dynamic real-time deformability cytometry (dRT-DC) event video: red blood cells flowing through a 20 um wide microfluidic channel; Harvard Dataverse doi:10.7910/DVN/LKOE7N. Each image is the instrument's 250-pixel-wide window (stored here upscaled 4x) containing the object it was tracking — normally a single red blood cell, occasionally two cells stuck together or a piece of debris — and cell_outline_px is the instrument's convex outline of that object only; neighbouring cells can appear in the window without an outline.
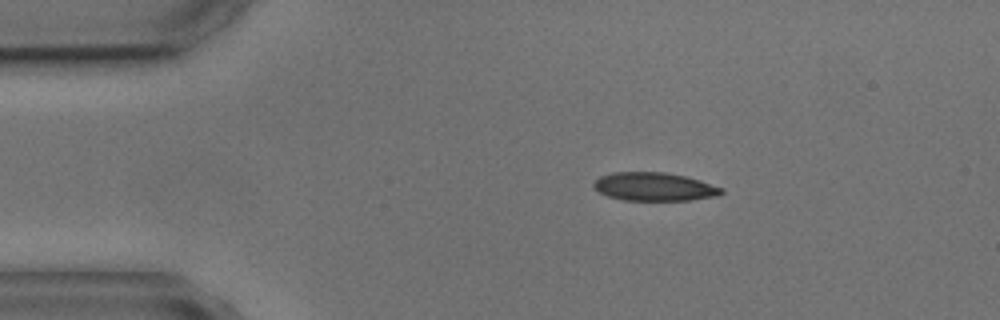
{"species": "common noctule bat (a hibernating species)", "species_latin": "Nyctalus noctula", "temperature_condition": "cold", "stored_images_in_passage": 2, "camera_frame_rate_fps": 3000, "um_per_image_px": 0.085, "animal": {"sex": "male", "body_mass_g": 17.9, "forearm_length_mm": 54.2}, "frame": {"image": 1, "passage_image": 1, "time_ms": 0.0, "image_size_px": [1000, 320], "cell_outline_px": [[724, 192], [720, 196], [692, 200], [624, 200], [608, 196], [600, 192], [592, 184], [600, 176], [612, 172], [664, 172], [684, 176], [700, 180], [724, 188]], "centroid_in_image_um": [55.66, 15.87], "position_along_channel_um": 29.3, "area_um2": 21.15}}